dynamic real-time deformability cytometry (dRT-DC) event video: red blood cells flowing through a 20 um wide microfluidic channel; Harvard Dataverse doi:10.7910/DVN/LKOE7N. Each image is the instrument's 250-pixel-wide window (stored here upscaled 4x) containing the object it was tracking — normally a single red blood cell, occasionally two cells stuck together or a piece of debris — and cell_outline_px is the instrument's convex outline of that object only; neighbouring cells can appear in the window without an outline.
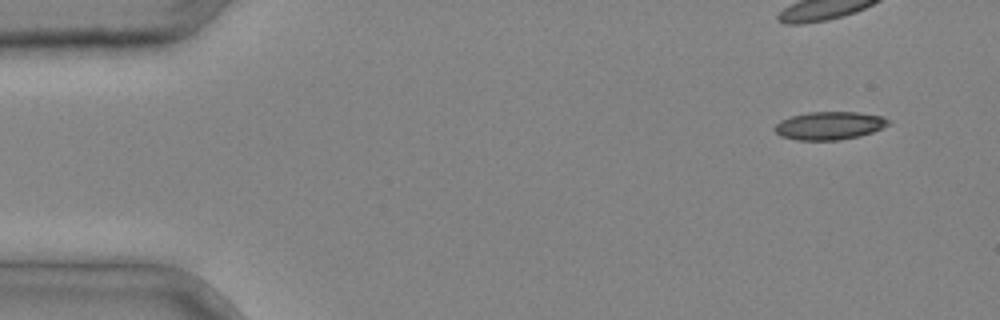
{"species": "common noctule bat (a hibernating species)", "species_latin": "Nyctalus noctula", "temperature_condition": "cold", "stored_images_in_passage": 3, "camera_frame_rate_fps": 3000, "um_per_image_px": 0.085, "animal": {"sex": "male", "body_mass_g": 20.4}, "frame": {"image": 1, "passage_image": 1, "time_ms": 0.0, "image_size_px": [1000, 320], "cell_outline_px": [[892, 120], [888, 124], [872, 132], [860, 136], [840, 140], [796, 140], [780, 136], [772, 128], [780, 120], [792, 116], [808, 112], [860, 112], [884, 116]], "centroid_in_image_um": [70.5, 10.67], "position_along_channel_um": 14.5, "area_um2": 18.73}}